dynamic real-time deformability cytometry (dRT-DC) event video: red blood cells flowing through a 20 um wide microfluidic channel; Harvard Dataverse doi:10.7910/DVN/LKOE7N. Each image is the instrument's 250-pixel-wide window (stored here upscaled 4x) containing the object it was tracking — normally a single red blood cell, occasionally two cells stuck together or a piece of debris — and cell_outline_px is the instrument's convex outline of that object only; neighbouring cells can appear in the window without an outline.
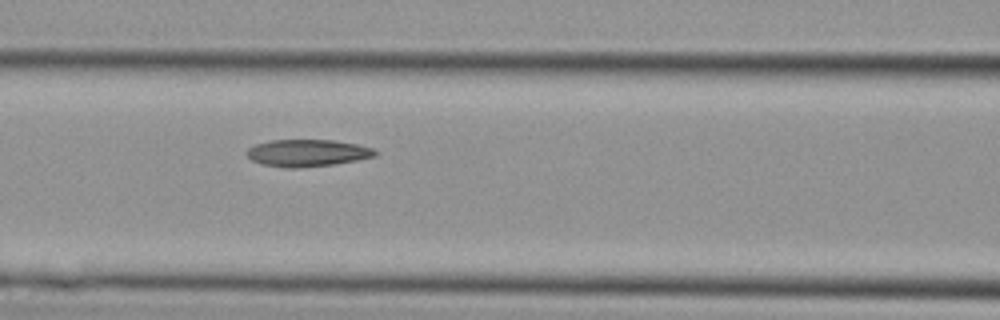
{"species": "Egyptian fruit bat (a non-hibernating species)", "species_latin": "Rousettus aegyptiacus", "temperature_condition": "cold", "stored_images_in_passage": 4, "camera_frame_rate_fps": 3000, "um_per_image_px": 0.085, "animal": {"sex": "female"}, "frame": {"image": 1, "passage_image": 4, "time_ms": 1.0, "image_size_px": [1000, 320], "cell_outline_px": [[380, 152], [376, 156], [356, 160], [332, 164], [300, 168], [288, 168], [260, 164], [252, 160], [244, 152], [248, 148], [256, 144], [268, 140], [332, 140], [356, 144], [372, 148]], "centroid_in_image_um": [26.1, 13.0], "position_along_channel_um": 140.5, "area_um2": 20.29}}